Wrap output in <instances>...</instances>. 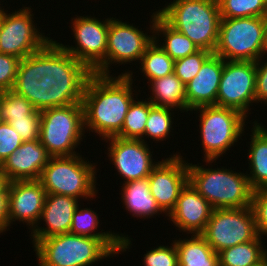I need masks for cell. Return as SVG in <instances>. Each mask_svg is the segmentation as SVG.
I'll use <instances>...</instances> for the list:
<instances>
[{
	"label": "cell",
	"mask_w": 267,
	"mask_h": 266,
	"mask_svg": "<svg viewBox=\"0 0 267 266\" xmlns=\"http://www.w3.org/2000/svg\"><path fill=\"white\" fill-rule=\"evenodd\" d=\"M93 72L51 39L41 50L21 59L13 89L36 108L82 103Z\"/></svg>",
	"instance_id": "obj_1"
},
{
	"label": "cell",
	"mask_w": 267,
	"mask_h": 266,
	"mask_svg": "<svg viewBox=\"0 0 267 266\" xmlns=\"http://www.w3.org/2000/svg\"><path fill=\"white\" fill-rule=\"evenodd\" d=\"M132 78L133 72L129 70L118 76L95 73L90 76L82 101L87 131L95 132L102 139L121 131L134 95L138 97Z\"/></svg>",
	"instance_id": "obj_2"
},
{
	"label": "cell",
	"mask_w": 267,
	"mask_h": 266,
	"mask_svg": "<svg viewBox=\"0 0 267 266\" xmlns=\"http://www.w3.org/2000/svg\"><path fill=\"white\" fill-rule=\"evenodd\" d=\"M157 12L199 49L214 53L221 20L218 0H173Z\"/></svg>",
	"instance_id": "obj_3"
},
{
	"label": "cell",
	"mask_w": 267,
	"mask_h": 266,
	"mask_svg": "<svg viewBox=\"0 0 267 266\" xmlns=\"http://www.w3.org/2000/svg\"><path fill=\"white\" fill-rule=\"evenodd\" d=\"M189 182L213 209L245 208L251 206L253 189L247 172L231 168H207L188 163Z\"/></svg>",
	"instance_id": "obj_4"
},
{
	"label": "cell",
	"mask_w": 267,
	"mask_h": 266,
	"mask_svg": "<svg viewBox=\"0 0 267 266\" xmlns=\"http://www.w3.org/2000/svg\"><path fill=\"white\" fill-rule=\"evenodd\" d=\"M81 156L50 157L39 179L47 194L66 195L81 200L96 198L97 163L87 162Z\"/></svg>",
	"instance_id": "obj_5"
},
{
	"label": "cell",
	"mask_w": 267,
	"mask_h": 266,
	"mask_svg": "<svg viewBox=\"0 0 267 266\" xmlns=\"http://www.w3.org/2000/svg\"><path fill=\"white\" fill-rule=\"evenodd\" d=\"M34 251L39 266H91L115 253L100 239L65 233L41 239Z\"/></svg>",
	"instance_id": "obj_6"
},
{
	"label": "cell",
	"mask_w": 267,
	"mask_h": 266,
	"mask_svg": "<svg viewBox=\"0 0 267 266\" xmlns=\"http://www.w3.org/2000/svg\"><path fill=\"white\" fill-rule=\"evenodd\" d=\"M196 111L200 121V137L204 161L207 166L216 163L217 159L245 133L247 117L237 110L216 105L201 106L191 110ZM199 111V112H198ZM239 139V140H238Z\"/></svg>",
	"instance_id": "obj_7"
},
{
	"label": "cell",
	"mask_w": 267,
	"mask_h": 266,
	"mask_svg": "<svg viewBox=\"0 0 267 266\" xmlns=\"http://www.w3.org/2000/svg\"><path fill=\"white\" fill-rule=\"evenodd\" d=\"M85 132L82 103L40 112L39 140L51 157L79 154L75 149L81 144Z\"/></svg>",
	"instance_id": "obj_8"
},
{
	"label": "cell",
	"mask_w": 267,
	"mask_h": 266,
	"mask_svg": "<svg viewBox=\"0 0 267 266\" xmlns=\"http://www.w3.org/2000/svg\"><path fill=\"white\" fill-rule=\"evenodd\" d=\"M214 53L227 61L259 60L265 55V17L221 18Z\"/></svg>",
	"instance_id": "obj_9"
},
{
	"label": "cell",
	"mask_w": 267,
	"mask_h": 266,
	"mask_svg": "<svg viewBox=\"0 0 267 266\" xmlns=\"http://www.w3.org/2000/svg\"><path fill=\"white\" fill-rule=\"evenodd\" d=\"M201 235L216 253L260 237L251 206L213 209Z\"/></svg>",
	"instance_id": "obj_10"
},
{
	"label": "cell",
	"mask_w": 267,
	"mask_h": 266,
	"mask_svg": "<svg viewBox=\"0 0 267 266\" xmlns=\"http://www.w3.org/2000/svg\"><path fill=\"white\" fill-rule=\"evenodd\" d=\"M150 35L148 32L141 31L134 24L122 22V20L110 17L109 31L107 38V52L105 60L93 71L99 75H111L112 64L125 65L128 63L140 62L146 48L153 42V23L155 11L151 14ZM117 63V64H116ZM111 64V65H110ZM110 67V68H109Z\"/></svg>",
	"instance_id": "obj_11"
},
{
	"label": "cell",
	"mask_w": 267,
	"mask_h": 266,
	"mask_svg": "<svg viewBox=\"0 0 267 266\" xmlns=\"http://www.w3.org/2000/svg\"><path fill=\"white\" fill-rule=\"evenodd\" d=\"M31 10L24 5L11 13L2 9L0 53L23 59L41 50L51 40L35 26L37 23Z\"/></svg>",
	"instance_id": "obj_12"
},
{
	"label": "cell",
	"mask_w": 267,
	"mask_h": 266,
	"mask_svg": "<svg viewBox=\"0 0 267 266\" xmlns=\"http://www.w3.org/2000/svg\"><path fill=\"white\" fill-rule=\"evenodd\" d=\"M255 81L256 62L224 60L216 106L237 110L249 118V107L256 104Z\"/></svg>",
	"instance_id": "obj_13"
},
{
	"label": "cell",
	"mask_w": 267,
	"mask_h": 266,
	"mask_svg": "<svg viewBox=\"0 0 267 266\" xmlns=\"http://www.w3.org/2000/svg\"><path fill=\"white\" fill-rule=\"evenodd\" d=\"M72 19L75 47L59 44L93 72L106 58L109 17L103 21L88 15Z\"/></svg>",
	"instance_id": "obj_14"
},
{
	"label": "cell",
	"mask_w": 267,
	"mask_h": 266,
	"mask_svg": "<svg viewBox=\"0 0 267 266\" xmlns=\"http://www.w3.org/2000/svg\"><path fill=\"white\" fill-rule=\"evenodd\" d=\"M103 140L109 142L107 156L124 183L146 179L159 163L154 161L153 151L151 152L149 144L143 140L116 136Z\"/></svg>",
	"instance_id": "obj_15"
},
{
	"label": "cell",
	"mask_w": 267,
	"mask_h": 266,
	"mask_svg": "<svg viewBox=\"0 0 267 266\" xmlns=\"http://www.w3.org/2000/svg\"><path fill=\"white\" fill-rule=\"evenodd\" d=\"M180 153L161 159L147 177L151 195L163 213L168 216L189 182L188 161Z\"/></svg>",
	"instance_id": "obj_16"
},
{
	"label": "cell",
	"mask_w": 267,
	"mask_h": 266,
	"mask_svg": "<svg viewBox=\"0 0 267 266\" xmlns=\"http://www.w3.org/2000/svg\"><path fill=\"white\" fill-rule=\"evenodd\" d=\"M9 192V228L15 221L23 222L32 230L44 207L46 190L39 180L11 181Z\"/></svg>",
	"instance_id": "obj_17"
},
{
	"label": "cell",
	"mask_w": 267,
	"mask_h": 266,
	"mask_svg": "<svg viewBox=\"0 0 267 266\" xmlns=\"http://www.w3.org/2000/svg\"><path fill=\"white\" fill-rule=\"evenodd\" d=\"M213 208L188 182L182 189L174 209L169 213L168 220L187 235L201 234L211 217Z\"/></svg>",
	"instance_id": "obj_18"
},
{
	"label": "cell",
	"mask_w": 267,
	"mask_h": 266,
	"mask_svg": "<svg viewBox=\"0 0 267 266\" xmlns=\"http://www.w3.org/2000/svg\"><path fill=\"white\" fill-rule=\"evenodd\" d=\"M80 199L60 194H47L37 225L31 230L34 247L41 239L70 232L73 213ZM46 227H40V222ZM39 225V226H38Z\"/></svg>",
	"instance_id": "obj_19"
},
{
	"label": "cell",
	"mask_w": 267,
	"mask_h": 266,
	"mask_svg": "<svg viewBox=\"0 0 267 266\" xmlns=\"http://www.w3.org/2000/svg\"><path fill=\"white\" fill-rule=\"evenodd\" d=\"M40 140L23 142L0 166L9 181L39 180L50 159Z\"/></svg>",
	"instance_id": "obj_20"
},
{
	"label": "cell",
	"mask_w": 267,
	"mask_h": 266,
	"mask_svg": "<svg viewBox=\"0 0 267 266\" xmlns=\"http://www.w3.org/2000/svg\"><path fill=\"white\" fill-rule=\"evenodd\" d=\"M223 67L224 59L212 53L204 61L197 75L185 84L186 105L189 111L201 106L216 105Z\"/></svg>",
	"instance_id": "obj_21"
},
{
	"label": "cell",
	"mask_w": 267,
	"mask_h": 266,
	"mask_svg": "<svg viewBox=\"0 0 267 266\" xmlns=\"http://www.w3.org/2000/svg\"><path fill=\"white\" fill-rule=\"evenodd\" d=\"M98 217V214L92 208H81V205L80 207L78 205L73 213L69 233L100 238L116 255L131 248L132 242L130 239L132 238L128 237V235L104 230L100 232L98 230L100 224Z\"/></svg>",
	"instance_id": "obj_22"
},
{
	"label": "cell",
	"mask_w": 267,
	"mask_h": 266,
	"mask_svg": "<svg viewBox=\"0 0 267 266\" xmlns=\"http://www.w3.org/2000/svg\"><path fill=\"white\" fill-rule=\"evenodd\" d=\"M252 122L250 146L248 159L250 174L247 173L249 184L253 190L267 187V128L258 123Z\"/></svg>",
	"instance_id": "obj_23"
},
{
	"label": "cell",
	"mask_w": 267,
	"mask_h": 266,
	"mask_svg": "<svg viewBox=\"0 0 267 266\" xmlns=\"http://www.w3.org/2000/svg\"><path fill=\"white\" fill-rule=\"evenodd\" d=\"M121 195L123 206L128 210L127 212L132 213L130 215L136 218L149 219L163 212L150 193L147 178L123 183Z\"/></svg>",
	"instance_id": "obj_24"
},
{
	"label": "cell",
	"mask_w": 267,
	"mask_h": 266,
	"mask_svg": "<svg viewBox=\"0 0 267 266\" xmlns=\"http://www.w3.org/2000/svg\"><path fill=\"white\" fill-rule=\"evenodd\" d=\"M148 85L152 94L146 99L154 106L188 113L185 84L174 73L152 80Z\"/></svg>",
	"instance_id": "obj_25"
},
{
	"label": "cell",
	"mask_w": 267,
	"mask_h": 266,
	"mask_svg": "<svg viewBox=\"0 0 267 266\" xmlns=\"http://www.w3.org/2000/svg\"><path fill=\"white\" fill-rule=\"evenodd\" d=\"M154 41L174 60L182 59L190 54L195 53L199 48L183 33L171 27L155 11L153 23ZM162 37L161 42L159 40ZM162 40L164 41L162 43ZM160 42V43H159ZM162 43V44H161Z\"/></svg>",
	"instance_id": "obj_26"
},
{
	"label": "cell",
	"mask_w": 267,
	"mask_h": 266,
	"mask_svg": "<svg viewBox=\"0 0 267 266\" xmlns=\"http://www.w3.org/2000/svg\"><path fill=\"white\" fill-rule=\"evenodd\" d=\"M178 253V266H219L218 253L206 242L201 234L191 238L173 240Z\"/></svg>",
	"instance_id": "obj_27"
},
{
	"label": "cell",
	"mask_w": 267,
	"mask_h": 266,
	"mask_svg": "<svg viewBox=\"0 0 267 266\" xmlns=\"http://www.w3.org/2000/svg\"><path fill=\"white\" fill-rule=\"evenodd\" d=\"M262 238L264 239L260 236L256 240L237 244L218 252L219 266H260L264 262L267 251Z\"/></svg>",
	"instance_id": "obj_28"
},
{
	"label": "cell",
	"mask_w": 267,
	"mask_h": 266,
	"mask_svg": "<svg viewBox=\"0 0 267 266\" xmlns=\"http://www.w3.org/2000/svg\"><path fill=\"white\" fill-rule=\"evenodd\" d=\"M140 70L150 83L173 73L174 60L153 40L140 60Z\"/></svg>",
	"instance_id": "obj_29"
},
{
	"label": "cell",
	"mask_w": 267,
	"mask_h": 266,
	"mask_svg": "<svg viewBox=\"0 0 267 266\" xmlns=\"http://www.w3.org/2000/svg\"><path fill=\"white\" fill-rule=\"evenodd\" d=\"M136 99L132 101L125 116L123 127L116 137L143 140L147 143V140L144 139L146 122L149 116V110L154 105L148 99H142L140 101L137 97Z\"/></svg>",
	"instance_id": "obj_30"
},
{
	"label": "cell",
	"mask_w": 267,
	"mask_h": 266,
	"mask_svg": "<svg viewBox=\"0 0 267 266\" xmlns=\"http://www.w3.org/2000/svg\"><path fill=\"white\" fill-rule=\"evenodd\" d=\"M174 109L168 107L153 106L149 110V116L146 122L144 133L145 139H153L155 142L166 141L172 135L170 132L174 130Z\"/></svg>",
	"instance_id": "obj_31"
},
{
	"label": "cell",
	"mask_w": 267,
	"mask_h": 266,
	"mask_svg": "<svg viewBox=\"0 0 267 266\" xmlns=\"http://www.w3.org/2000/svg\"><path fill=\"white\" fill-rule=\"evenodd\" d=\"M39 111L23 95L10 89L0 92V121L8 119H25L30 114H37Z\"/></svg>",
	"instance_id": "obj_32"
},
{
	"label": "cell",
	"mask_w": 267,
	"mask_h": 266,
	"mask_svg": "<svg viewBox=\"0 0 267 266\" xmlns=\"http://www.w3.org/2000/svg\"><path fill=\"white\" fill-rule=\"evenodd\" d=\"M221 18L265 17L267 0H218Z\"/></svg>",
	"instance_id": "obj_33"
},
{
	"label": "cell",
	"mask_w": 267,
	"mask_h": 266,
	"mask_svg": "<svg viewBox=\"0 0 267 266\" xmlns=\"http://www.w3.org/2000/svg\"><path fill=\"white\" fill-rule=\"evenodd\" d=\"M212 54L207 50L199 49L193 54L174 61L173 73L184 83L191 81L201 69L204 61Z\"/></svg>",
	"instance_id": "obj_34"
},
{
	"label": "cell",
	"mask_w": 267,
	"mask_h": 266,
	"mask_svg": "<svg viewBox=\"0 0 267 266\" xmlns=\"http://www.w3.org/2000/svg\"><path fill=\"white\" fill-rule=\"evenodd\" d=\"M172 242L170 247L160 245L146 251L142 261L144 266H178V253L174 241Z\"/></svg>",
	"instance_id": "obj_35"
},
{
	"label": "cell",
	"mask_w": 267,
	"mask_h": 266,
	"mask_svg": "<svg viewBox=\"0 0 267 266\" xmlns=\"http://www.w3.org/2000/svg\"><path fill=\"white\" fill-rule=\"evenodd\" d=\"M16 133L20 134L23 142L38 140L40 135V111L37 114H30L25 119H8Z\"/></svg>",
	"instance_id": "obj_36"
},
{
	"label": "cell",
	"mask_w": 267,
	"mask_h": 266,
	"mask_svg": "<svg viewBox=\"0 0 267 266\" xmlns=\"http://www.w3.org/2000/svg\"><path fill=\"white\" fill-rule=\"evenodd\" d=\"M251 208L254 212L259 236L267 237V187L253 191Z\"/></svg>",
	"instance_id": "obj_37"
},
{
	"label": "cell",
	"mask_w": 267,
	"mask_h": 266,
	"mask_svg": "<svg viewBox=\"0 0 267 266\" xmlns=\"http://www.w3.org/2000/svg\"><path fill=\"white\" fill-rule=\"evenodd\" d=\"M23 143L12 126L0 121V166Z\"/></svg>",
	"instance_id": "obj_38"
},
{
	"label": "cell",
	"mask_w": 267,
	"mask_h": 266,
	"mask_svg": "<svg viewBox=\"0 0 267 266\" xmlns=\"http://www.w3.org/2000/svg\"><path fill=\"white\" fill-rule=\"evenodd\" d=\"M21 59L0 53V92L13 89Z\"/></svg>",
	"instance_id": "obj_39"
},
{
	"label": "cell",
	"mask_w": 267,
	"mask_h": 266,
	"mask_svg": "<svg viewBox=\"0 0 267 266\" xmlns=\"http://www.w3.org/2000/svg\"><path fill=\"white\" fill-rule=\"evenodd\" d=\"M266 54L256 61L255 97L256 104L267 105V59ZM265 61V62H263ZM263 102V103H262Z\"/></svg>",
	"instance_id": "obj_40"
},
{
	"label": "cell",
	"mask_w": 267,
	"mask_h": 266,
	"mask_svg": "<svg viewBox=\"0 0 267 266\" xmlns=\"http://www.w3.org/2000/svg\"><path fill=\"white\" fill-rule=\"evenodd\" d=\"M9 192L6 195H0V234L9 229Z\"/></svg>",
	"instance_id": "obj_41"
},
{
	"label": "cell",
	"mask_w": 267,
	"mask_h": 266,
	"mask_svg": "<svg viewBox=\"0 0 267 266\" xmlns=\"http://www.w3.org/2000/svg\"><path fill=\"white\" fill-rule=\"evenodd\" d=\"M9 183L8 177L0 169V195H6L8 193Z\"/></svg>",
	"instance_id": "obj_42"
},
{
	"label": "cell",
	"mask_w": 267,
	"mask_h": 266,
	"mask_svg": "<svg viewBox=\"0 0 267 266\" xmlns=\"http://www.w3.org/2000/svg\"><path fill=\"white\" fill-rule=\"evenodd\" d=\"M265 54L267 55V15L265 16Z\"/></svg>",
	"instance_id": "obj_43"
},
{
	"label": "cell",
	"mask_w": 267,
	"mask_h": 266,
	"mask_svg": "<svg viewBox=\"0 0 267 266\" xmlns=\"http://www.w3.org/2000/svg\"><path fill=\"white\" fill-rule=\"evenodd\" d=\"M2 29V10L0 11V33Z\"/></svg>",
	"instance_id": "obj_44"
},
{
	"label": "cell",
	"mask_w": 267,
	"mask_h": 266,
	"mask_svg": "<svg viewBox=\"0 0 267 266\" xmlns=\"http://www.w3.org/2000/svg\"><path fill=\"white\" fill-rule=\"evenodd\" d=\"M264 263H265L266 266H267V251H266V253H265V257H264Z\"/></svg>",
	"instance_id": "obj_45"
}]
</instances>
